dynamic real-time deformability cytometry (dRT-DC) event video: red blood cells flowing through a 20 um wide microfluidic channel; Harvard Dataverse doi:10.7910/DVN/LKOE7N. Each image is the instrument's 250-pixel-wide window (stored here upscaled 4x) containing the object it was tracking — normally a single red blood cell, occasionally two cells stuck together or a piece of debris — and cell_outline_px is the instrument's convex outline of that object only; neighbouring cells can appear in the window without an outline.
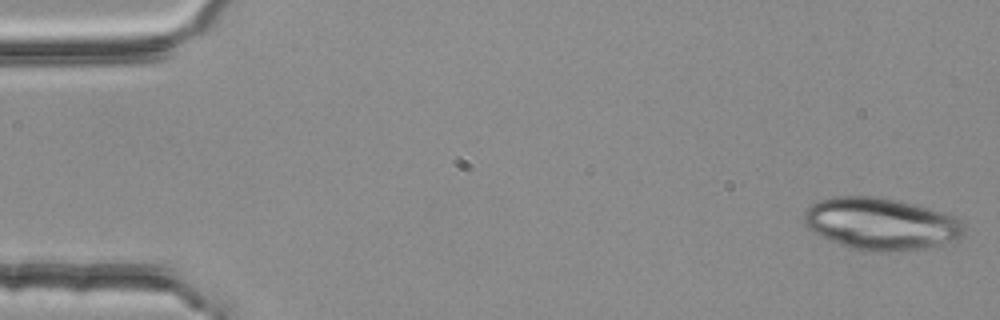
{"species": "common noctule bat (a hibernating species)", "species_latin": "Nyctalus noctula", "temperature_condition": "room temperature", "stored_images_in_passage": 52, "camera_frame_rate_fps": 3000, "um_per_image_px": 0.085, "animal": {"sex": "female", "body_mass_g": 25.1}, "frame": {"image": 1, "passage_image": 1, "time_ms": 0.0, "image_size_px": [1000, 320], "cell_outline_px": [[964, 236], [956, 240], [920, 248], [900, 252], [876, 252], [852, 248], [840, 244], [808, 228], [804, 224], [804, 212], [812, 204], [820, 200], [832, 196], [880, 196], [900, 200], [956, 216], [964, 224]], "centroid_in_image_um": [74.9, 19.01], "position_along_channel_um": 10.1, "area_um2": 48.49}}
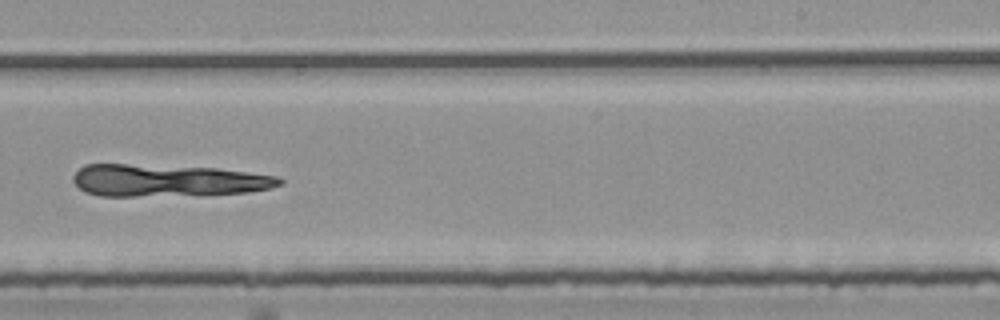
{"frame": {"image": 2, "passage_image": 33, "time_ms": 10.667, "image_size_px": [1000, 320], "cell_outline_px": [[284, 184], [272, 188], [248, 192], [200, 196], [100, 196], [84, 192], [72, 180], [72, 176], [84, 164], [128, 164], [216, 168], [276, 176], [284, 180]], "centroid_in_image_um": [14.27, 15.36], "position_along_channel_um": 274.7, "area_um2": 39.25}}
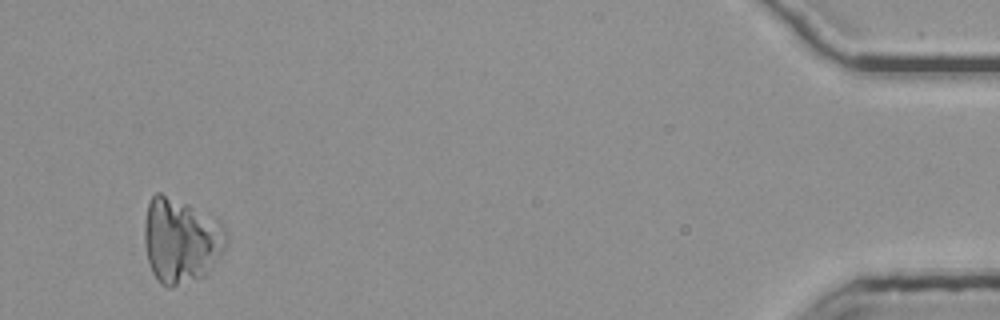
{"frame": {"image": 3, "passage_image": 51, "time_ms": 16.667, "image_size_px": [1000, 320], "cell_outline_px": [[228, 244], [224, 252], [204, 276], [200, 280], [172, 288], [168, 288], [160, 284], [152, 272], [148, 260], [144, 244], [144, 220], [148, 204], [152, 196], [156, 192], [160, 192], [216, 216], [228, 228]], "centroid_in_image_um": [15.43, 20.45], "position_along_channel_um": 419.8, "area_um2": 41.85}}